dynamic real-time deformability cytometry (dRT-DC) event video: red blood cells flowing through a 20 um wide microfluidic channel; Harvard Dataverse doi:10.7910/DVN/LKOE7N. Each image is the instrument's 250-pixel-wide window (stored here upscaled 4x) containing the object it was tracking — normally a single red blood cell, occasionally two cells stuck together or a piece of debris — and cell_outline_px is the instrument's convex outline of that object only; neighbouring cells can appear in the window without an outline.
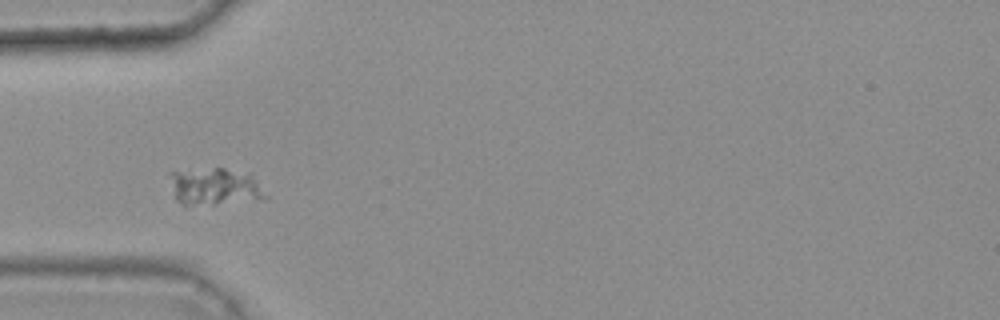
{"species": "common noctule bat (a hibernating species)", "species_latin": "Nyctalus noctula", "temperature_condition": "warm", "stored_images_in_passage": 29, "camera_frame_rate_fps": 3000, "um_per_image_px": 0.085, "animal": {"sex": "female", "body_mass_g": 25.1}, "frame": {"image": 1, "passage_image": 1, "time_ms": 0.0, "image_size_px": [1000, 320], "cell_outline_px": [[268, 196], [256, 200], [184, 208], [176, 200], [168, 172], [212, 168], [224, 168], [252, 172]], "centroid_in_image_um": [18.26, 15.89], "position_along_channel_um": 66.7, "area_um2": 21.56}}
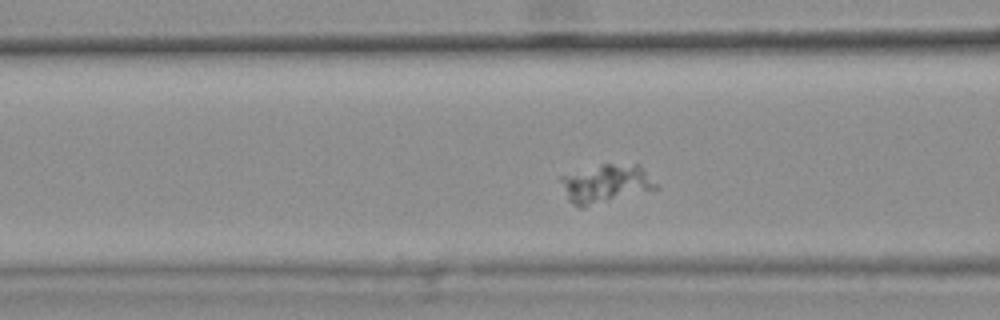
{"frame": {"image": 2, "passage_image": 5, "time_ms": 1.333, "image_size_px": [1000, 320], "cell_outline_px": [[660, 188], [584, 208], [580, 208], [572, 204], [568, 200], [560, 180], [560, 176], [604, 164], [640, 164]], "centroid_in_image_um": [51.52, 15.64], "position_along_channel_um": 115.1, "area_um2": 21.33}}